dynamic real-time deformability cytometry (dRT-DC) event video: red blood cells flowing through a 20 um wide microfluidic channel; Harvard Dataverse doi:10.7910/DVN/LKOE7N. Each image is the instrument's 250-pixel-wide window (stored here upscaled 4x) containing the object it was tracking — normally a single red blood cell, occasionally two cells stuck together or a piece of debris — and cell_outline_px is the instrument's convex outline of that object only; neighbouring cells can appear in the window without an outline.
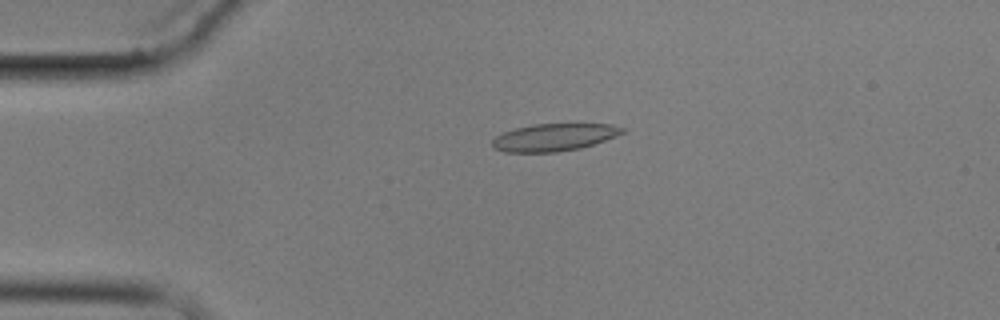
{"species": "common noctule bat (a hibernating species)", "species_latin": "Nyctalus noctula", "temperature_condition": "cold", "stored_images_in_passage": 3, "camera_frame_rate_fps": 3000, "um_per_image_px": 0.085, "animal": {"sex": "male", "body_mass_g": 17.9}, "frame": {"image": 1, "passage_image": 2, "time_ms": 1.333, "image_size_px": [1000, 320], "cell_outline_px": [[628, 128], [624, 132], [616, 136], [580, 148], [556, 152], [504, 152], [492, 148], [492, 140], [496, 136], [504, 132], [516, 128], [536, 124], [612, 124]], "centroid_in_image_um": [47.1, 11.67], "position_along_channel_um": 37.9, "area_um2": 20.69}}